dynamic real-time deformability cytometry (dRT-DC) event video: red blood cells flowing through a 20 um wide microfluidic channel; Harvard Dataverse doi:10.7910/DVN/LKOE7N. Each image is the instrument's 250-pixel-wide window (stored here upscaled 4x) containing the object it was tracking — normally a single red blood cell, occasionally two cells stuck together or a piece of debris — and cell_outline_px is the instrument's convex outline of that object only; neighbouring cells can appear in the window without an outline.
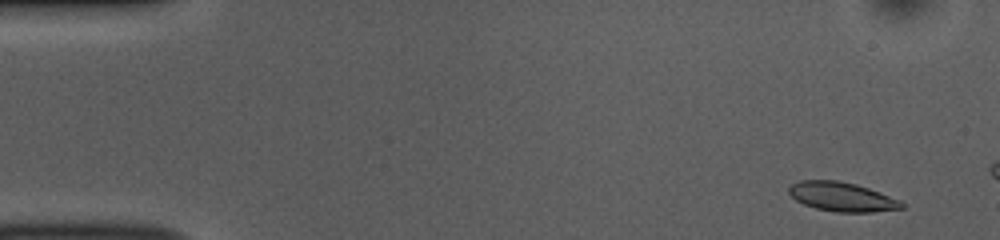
{"species": "common noctule bat (a hibernating species)", "species_latin": "Nyctalus noctula", "temperature_condition": "room temperature", "stored_images_in_passage": 12, "camera_frame_rate_fps": 3000, "um_per_image_px": 0.085, "animal": {"sex": "female", "body_mass_g": 10.0, "forearm_length_mm": 53.1}, "frame": {"image": 1, "passage_image": 3, "time_ms": 0.667, "image_size_px": [1000, 240], "cell_outline_px": [[904, 208], [872, 212], [836, 212], [816, 208], [804, 204], [796, 200], [788, 192], [788, 188], [792, 184], [800, 180], [836, 180], [856, 184], [880, 192], [900, 200], [904, 204]], "centroid_in_image_um": [71.57, 16.72], "position_along_channel_um": 13.4, "area_um2": 19.13}}